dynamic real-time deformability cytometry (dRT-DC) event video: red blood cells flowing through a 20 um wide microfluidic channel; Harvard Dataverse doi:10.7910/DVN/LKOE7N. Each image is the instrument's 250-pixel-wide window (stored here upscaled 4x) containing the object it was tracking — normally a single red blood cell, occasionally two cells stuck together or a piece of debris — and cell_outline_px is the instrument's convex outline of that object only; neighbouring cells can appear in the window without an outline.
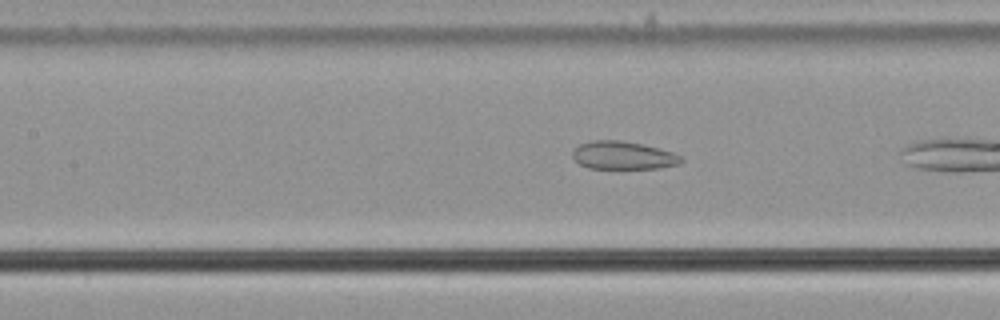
{"species": "common noctule bat (a hibernating species)", "species_latin": "Nyctalus noctula", "temperature_condition": "cold", "stored_images_in_passage": 9, "camera_frame_rate_fps": 3000, "um_per_image_px": 0.085, "animal": {"sex": "male", "body_mass_g": 21.5, "forearm_length_mm": 52.0}, "frame": {"image": 1, "passage_image": 8, "time_ms": 2.333, "image_size_px": [1000, 320], "cell_outline_px": [[684, 160], [680, 164], [660, 168], [588, 168], [580, 164], [572, 156], [572, 152], [580, 144], [592, 140], [620, 140], [640, 144], [672, 152], [680, 156]], "centroid_in_image_um": [52.96, 13.21], "position_along_channel_um": 154.4, "area_um2": 17.51}}